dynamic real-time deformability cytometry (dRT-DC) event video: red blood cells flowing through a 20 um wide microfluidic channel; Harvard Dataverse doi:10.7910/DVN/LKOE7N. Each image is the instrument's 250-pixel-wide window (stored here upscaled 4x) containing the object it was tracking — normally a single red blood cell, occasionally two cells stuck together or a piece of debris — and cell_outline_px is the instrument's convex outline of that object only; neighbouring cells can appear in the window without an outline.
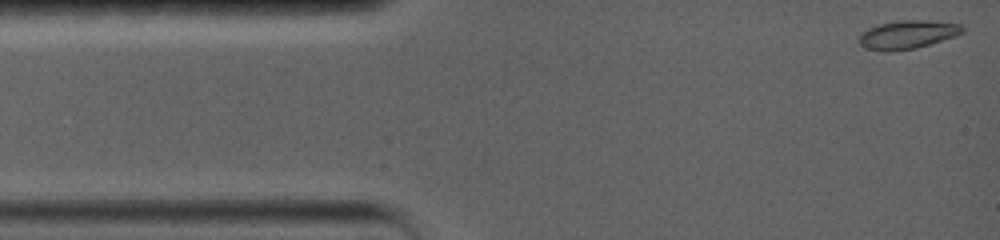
{"species": "common noctule bat (a hibernating species)", "species_latin": "Nyctalus noctula", "temperature_condition": "warm", "stored_images_in_passage": 53, "camera_frame_rate_fps": 5000, "um_per_image_px": 0.085, "animal": {"sex": "female", "body_mass_g": 19.0, "forearm_length_mm": 56.7}, "frame": {"image": 1, "passage_image": 1, "time_ms": 0.0, "image_size_px": [1000, 240], "cell_outline_px": [[964, 32], [956, 36], [916, 48], [888, 52], [884, 52], [864, 48], [856, 40], [868, 28], [880, 24], [896, 20], [928, 20], [960, 24], [964, 28]], "centroid_in_image_um": [77.12, 2.95], "position_along_channel_um": 7.9, "area_um2": 17.28}}
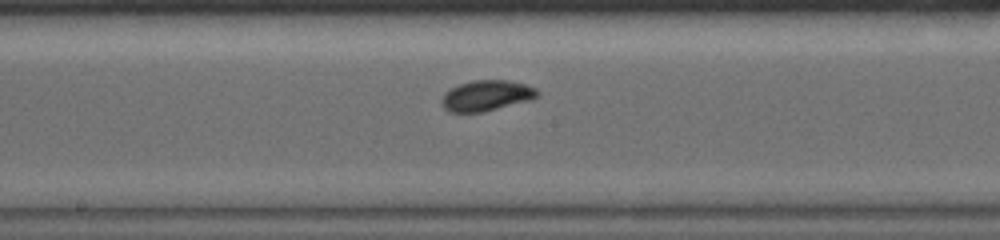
{"frame": {"image": 2, "passage_image": 24, "time_ms": 7.6, "image_size_px": [1000, 240], "cell_outline_px": [[540, 92], [532, 100], [484, 112], [448, 112], [440, 104], [440, 100], [444, 92], [448, 88], [472, 80], [508, 80], [524, 84], [536, 88]], "centroid_in_image_um": [41.31, 8.13], "position_along_channel_um": 206.9, "area_um2": 17.4}}
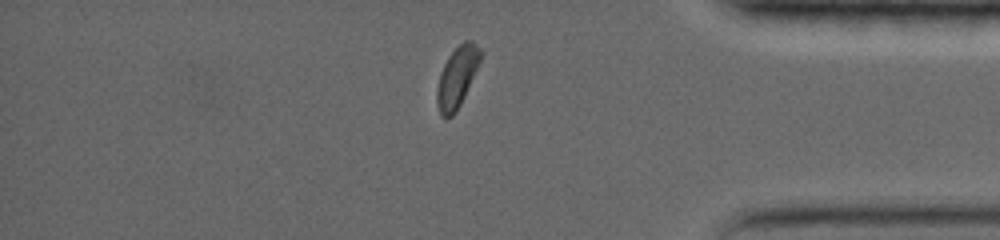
{"frame": {"image": 3, "passage_image": 46, "time_ms": 13.4, "image_size_px": [1000, 240], "cell_outline_px": [[484, 52], [464, 96], [456, 112], [452, 116], [444, 120], [440, 116], [436, 104], [436, 88], [440, 72], [448, 56], [464, 40], [472, 40]], "centroid_in_image_um": [38.82, 6.57], "position_along_channel_um": 396.4, "area_um2": 15.55}, "authors_computed_cell_mechanics": {"area_um2": 16.0106, "velocity_mm_per_s": 3.6063, "shape_relaxation_time_tau1_ms": 2.8717, "shape_relaxation_time_tau2_ms": null, "deformation_change_tau1": 0.1131, "deformation_change_tau2": null}}